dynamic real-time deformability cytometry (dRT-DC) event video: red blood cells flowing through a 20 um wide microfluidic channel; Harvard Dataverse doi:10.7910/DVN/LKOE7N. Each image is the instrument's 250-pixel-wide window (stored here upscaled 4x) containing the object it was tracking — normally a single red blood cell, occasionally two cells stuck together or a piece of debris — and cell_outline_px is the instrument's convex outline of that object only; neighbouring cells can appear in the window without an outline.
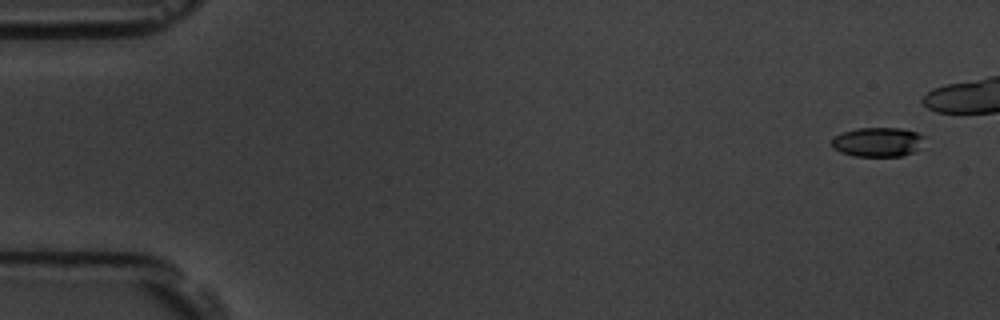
{"species": "common noctule bat (a hibernating species)", "species_latin": "Nyctalus noctula", "temperature_condition": "room temperature", "stored_images_in_passage": 9, "camera_frame_rate_fps": 3000, "um_per_image_px": 0.085, "animal": {"sex": "male", "body_mass_g": 19.5, "forearm_length_mm": 54.6}, "frame": {"image": 1, "passage_image": 1, "time_ms": 0.0, "image_size_px": [1000, 320], "cell_outline_px": [[924, 136], [916, 148], [912, 152], [900, 156], [856, 156], [840, 152], [832, 148], [832, 140], [836, 136], [844, 132], [856, 128], [900, 128], [916, 132]], "centroid_in_image_um": [74.55, 12.07], "position_along_channel_um": 10.5, "area_um2": 15.49}}